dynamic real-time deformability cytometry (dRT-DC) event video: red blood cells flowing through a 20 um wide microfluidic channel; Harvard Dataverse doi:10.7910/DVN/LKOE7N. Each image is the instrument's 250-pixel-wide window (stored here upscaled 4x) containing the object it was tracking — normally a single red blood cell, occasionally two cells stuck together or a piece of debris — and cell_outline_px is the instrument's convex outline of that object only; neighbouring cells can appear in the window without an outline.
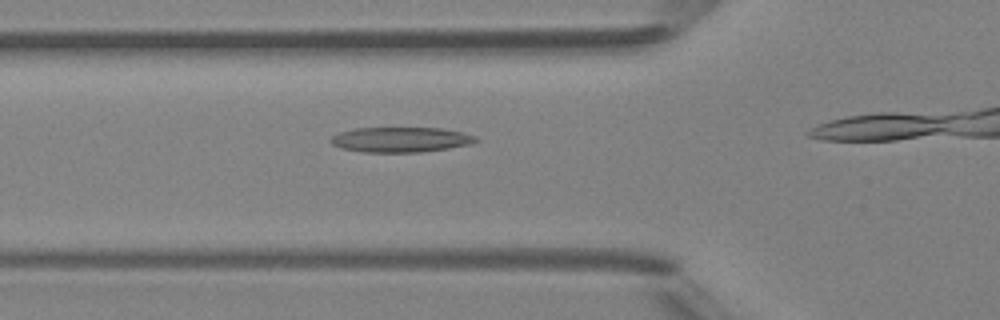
{"species": "Egyptian fruit bat (a non-hibernating species)", "species_latin": "Rousettus aegyptiacus", "temperature_condition": "room temperature", "stored_images_in_passage": 15, "camera_frame_rate_fps": 3000, "um_per_image_px": 0.085, "animal": {"sex": "female"}, "frame": {"image": 1, "passage_image": 11, "time_ms": 3.333, "image_size_px": [1000, 320], "cell_outline_px": [[480, 140], [472, 144], [448, 148], [420, 152], [360, 152], [340, 148], [332, 144], [328, 140], [332, 136], [340, 132], [356, 128], [444, 128], [476, 136]], "centroid_in_image_um": [34.05, 11.87], "position_along_channel_um": 91.8, "area_um2": 21.33}}